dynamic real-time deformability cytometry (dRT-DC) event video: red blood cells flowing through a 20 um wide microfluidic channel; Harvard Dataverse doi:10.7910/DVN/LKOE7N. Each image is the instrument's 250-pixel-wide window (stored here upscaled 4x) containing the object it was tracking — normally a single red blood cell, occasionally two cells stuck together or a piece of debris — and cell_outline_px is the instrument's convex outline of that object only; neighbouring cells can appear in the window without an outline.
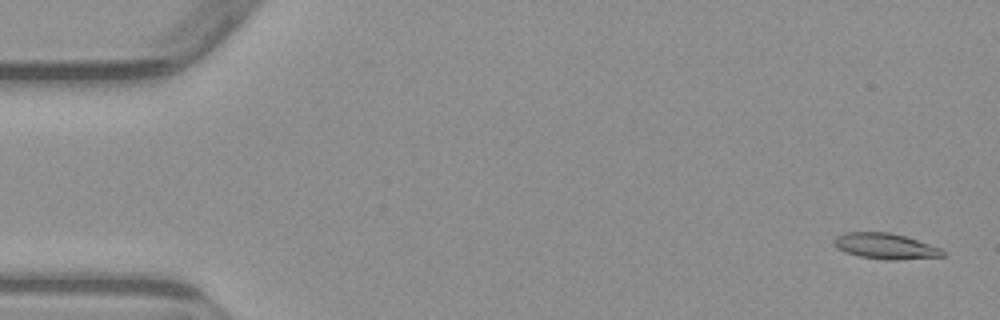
{"species": "common noctule bat (a hibernating species)", "species_latin": "Nyctalus noctula", "temperature_condition": "warm", "stored_images_in_passage": 5, "camera_frame_rate_fps": 3000, "um_per_image_px": 0.085, "animal": {"sex": "male", "body_mass_g": 23.1, "forearm_length_mm": 52.7}, "frame": {"image": 1, "passage_image": 1, "time_ms": 0.0, "image_size_px": [1000, 320], "cell_outline_px": [[944, 256], [896, 260], [884, 260], [860, 256], [844, 252], [836, 248], [832, 244], [832, 240], [836, 236], [844, 232], [888, 232], [904, 236], [940, 248], [944, 252]], "centroid_in_image_um": [75.17, 20.92], "position_along_channel_um": 9.8, "area_um2": 16.3}}
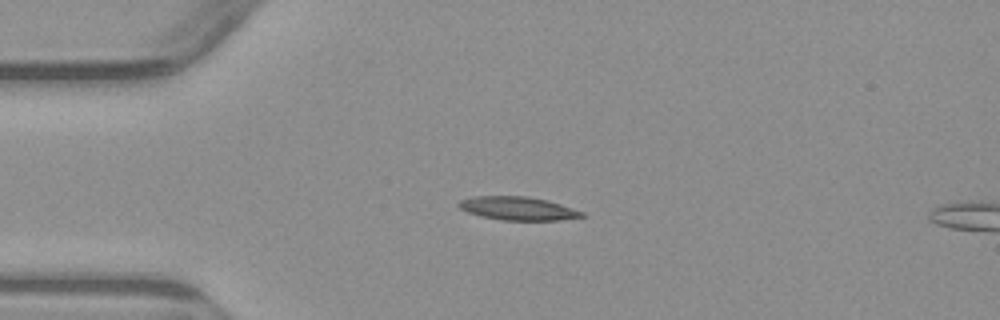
{"frame": {"image": 2, "passage_image": 4, "time_ms": 3.667, "image_size_px": [1000, 320], "cell_outline_px": [[584, 216], [560, 220], [500, 220], [468, 212], [460, 208], [456, 204], [460, 200], [472, 196], [528, 196], [548, 200], [584, 212]], "centroid_in_image_um": [44.01, 17.7], "position_along_channel_um": 41.0, "area_um2": 16.7}}